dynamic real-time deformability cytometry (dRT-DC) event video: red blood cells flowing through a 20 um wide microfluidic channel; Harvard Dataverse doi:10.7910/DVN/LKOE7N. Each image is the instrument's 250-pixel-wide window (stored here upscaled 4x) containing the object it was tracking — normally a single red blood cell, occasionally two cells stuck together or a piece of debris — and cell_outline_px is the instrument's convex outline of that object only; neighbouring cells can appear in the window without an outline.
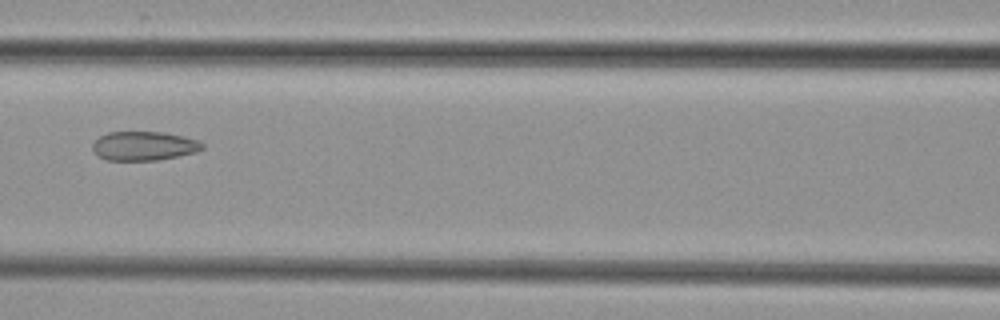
{"species": "common noctule bat (a hibernating species)", "species_latin": "Nyctalus noctula", "temperature_condition": "cold", "stored_images_in_passage": 3, "camera_frame_rate_fps": 3000, "um_per_image_px": 0.085, "animal": {"sex": "female", "body_mass_g": 29.2, "forearm_length_mm": 56.3}, "frame": {"image": 1, "passage_image": 3, "time_ms": 2.333, "image_size_px": [1000, 320], "cell_outline_px": [[204, 148], [196, 152], [156, 160], [104, 160], [96, 156], [92, 152], [92, 144], [100, 136], [108, 132], [164, 132], [184, 136], [200, 140], [204, 144]], "centroid_in_image_um": [12.21, 12.4], "position_along_channel_um": 154.4, "area_um2": 18.79}}